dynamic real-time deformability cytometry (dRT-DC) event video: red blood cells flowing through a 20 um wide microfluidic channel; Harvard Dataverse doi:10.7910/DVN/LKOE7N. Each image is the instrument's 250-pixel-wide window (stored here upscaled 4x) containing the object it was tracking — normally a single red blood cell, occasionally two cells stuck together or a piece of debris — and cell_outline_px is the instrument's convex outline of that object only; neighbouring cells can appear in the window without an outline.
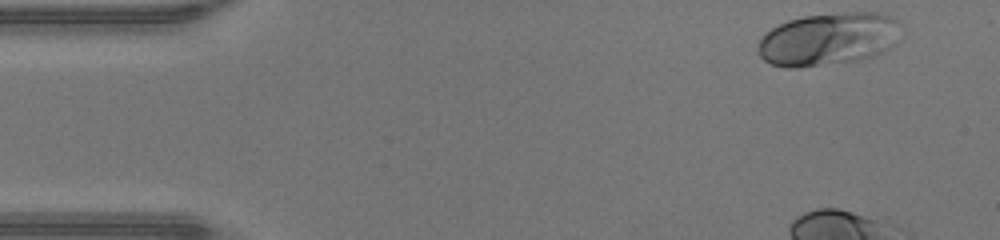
{"species": "human", "species_latin": "Homo sapiens", "temperature_condition": "warm", "stored_images_in_passage": 8, "camera_frame_rate_fps": 3000, "um_per_image_px": 0.085, "donor": {"sex": "male"}, "frame": {"image": 1, "passage_image": 1, "time_ms": 0.0, "image_size_px": [1000, 240], "cell_outline_px": [[900, 24], [896, 44], [884, 52], [872, 56], [856, 60], [800, 68], [784, 68], [772, 64], [764, 60], [756, 52], [756, 44], [772, 28], [788, 20], [804, 16], [844, 12], [876, 12], [892, 16]], "centroid_in_image_um": [70.41, 3.32], "position_along_channel_um": 14.6, "area_um2": 44.22}}